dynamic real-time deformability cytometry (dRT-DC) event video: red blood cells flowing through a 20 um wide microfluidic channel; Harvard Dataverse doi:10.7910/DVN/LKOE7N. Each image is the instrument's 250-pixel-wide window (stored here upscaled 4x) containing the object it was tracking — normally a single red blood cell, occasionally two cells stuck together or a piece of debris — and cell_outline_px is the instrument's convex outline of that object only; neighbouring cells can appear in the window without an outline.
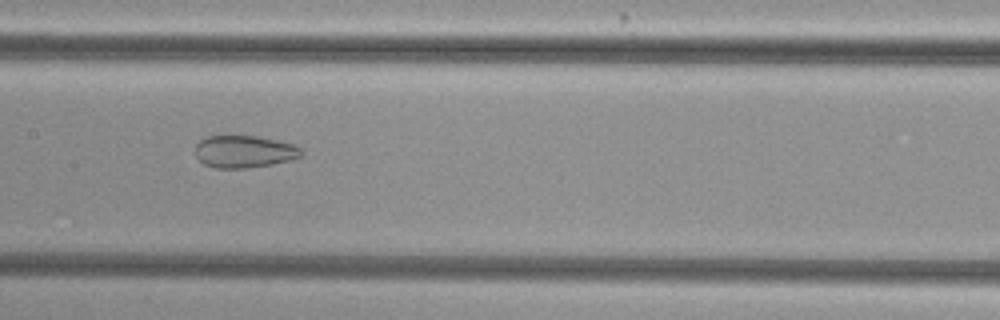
{"species": "common noctule bat (a hibernating species)", "species_latin": "Nyctalus noctula", "temperature_condition": "cold", "stored_images_in_passage": 22, "camera_frame_rate_fps": 3000, "um_per_image_px": 0.085, "animal": {"sex": "female", "body_mass_g": 29.2, "forearm_length_mm": 56.3}, "frame": {"image": 1, "passage_image": 10, "time_ms": 3.0, "image_size_px": [1000, 320], "cell_outline_px": [[304, 152], [300, 156], [292, 160], [248, 168], [216, 168], [204, 164], [196, 156], [196, 144], [200, 140], [208, 136], [256, 136], [296, 144]], "centroid_in_image_um": [20.78, 12.88], "position_along_channel_um": 186.6, "area_um2": 19.94}}
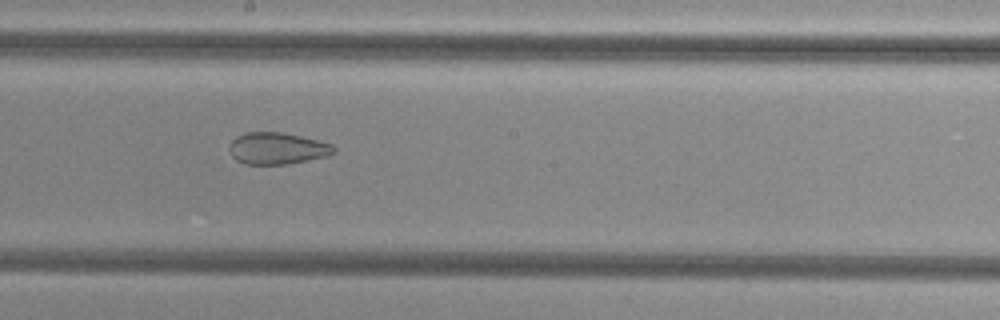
{"frame": {"image": 2, "passage_image": 13, "time_ms": 4.0, "image_size_px": [1000, 320], "cell_outline_px": [[336, 152], [328, 156], [288, 164], [244, 164], [236, 160], [232, 156], [228, 148], [228, 144], [236, 136], [244, 132], [284, 132], [320, 140], [332, 144], [336, 148]], "centroid_in_image_um": [23.57, 12.6], "position_along_channel_um": 224.6, "area_um2": 19.71}}